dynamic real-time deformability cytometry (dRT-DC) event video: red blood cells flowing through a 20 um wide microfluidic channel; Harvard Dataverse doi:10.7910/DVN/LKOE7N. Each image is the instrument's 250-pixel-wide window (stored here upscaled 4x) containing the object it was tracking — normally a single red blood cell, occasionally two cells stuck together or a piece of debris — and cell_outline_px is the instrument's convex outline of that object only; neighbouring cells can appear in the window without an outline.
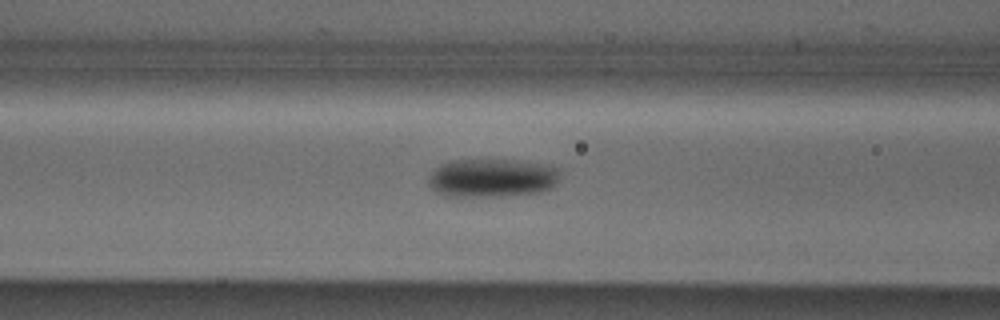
{"species": "Egyptian fruit bat (a non-hibernating species)", "species_latin": "Rousettus aegyptiacus", "temperature_condition": "cold", "stored_images_in_passage": 8, "camera_frame_rate_fps": 3000, "um_per_image_px": 0.085, "animal": {"sex": "male"}, "frame": {"image": 1, "passage_image": 6, "time_ms": 1.667, "image_size_px": [1000, 320], "cell_outline_px": [[560, 168], [556, 184], [552, 188], [540, 192], [500, 196], [444, 196], [436, 192], [428, 184], [428, 176], [440, 164], [448, 160], [516, 160], [548, 164]], "centroid_in_image_um": [41.82, 15.11], "position_along_channel_um": 124.8, "area_um2": 29.82}}